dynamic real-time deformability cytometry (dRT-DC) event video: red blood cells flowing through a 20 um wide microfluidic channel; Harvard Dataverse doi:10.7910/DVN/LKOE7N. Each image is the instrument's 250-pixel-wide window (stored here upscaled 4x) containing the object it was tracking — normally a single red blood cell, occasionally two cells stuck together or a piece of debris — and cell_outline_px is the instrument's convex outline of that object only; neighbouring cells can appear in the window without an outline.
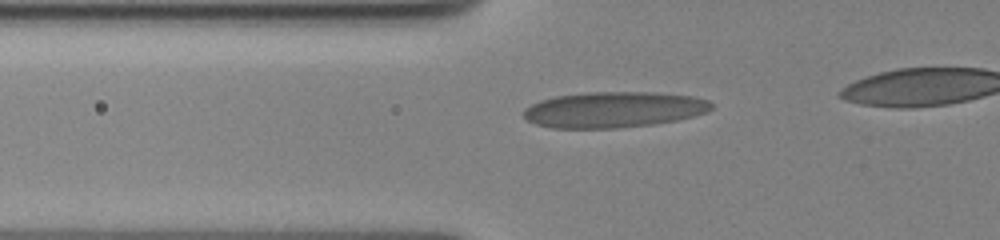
{"species": "human", "species_latin": "Homo sapiens", "temperature_condition": "cold", "stored_images_in_passage": 44, "camera_frame_rate_fps": 3000, "um_per_image_px": 0.085, "donor": {"sex": "female"}, "frame": {"image": 1, "passage_image": 13, "time_ms": 4.0, "image_size_px": [1000, 240], "cell_outline_px": [[712, 108], [704, 112], [692, 116], [676, 120], [652, 124], [616, 128], [552, 128], [536, 124], [528, 120], [524, 116], [524, 108], [540, 100], [556, 96], [588, 92], [652, 92], [692, 96], [708, 100], [712, 104]], "centroid_in_image_um": [52.14, 9.31], "position_along_channel_um": 73.7, "area_um2": 38.96}}
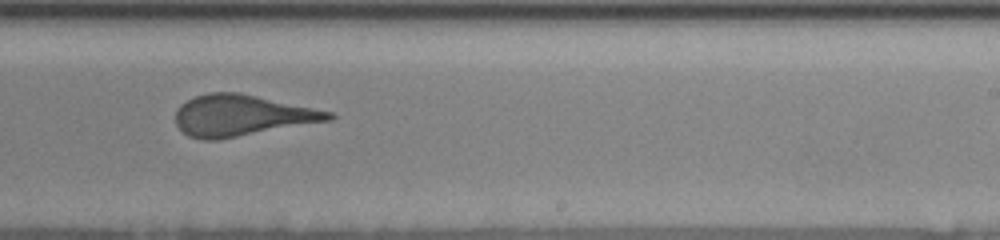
{"frame": {"image": 2, "passage_image": 30, "time_ms": 9.667, "image_size_px": [1000, 240], "cell_outline_px": [[336, 116], [332, 120], [216, 140], [204, 140], [188, 136], [176, 124], [176, 112], [180, 104], [196, 96], [208, 92], [240, 92], [332, 112]], "centroid_in_image_um": [20.54, 9.81], "position_along_channel_um": 268.5, "area_um2": 36.53}}
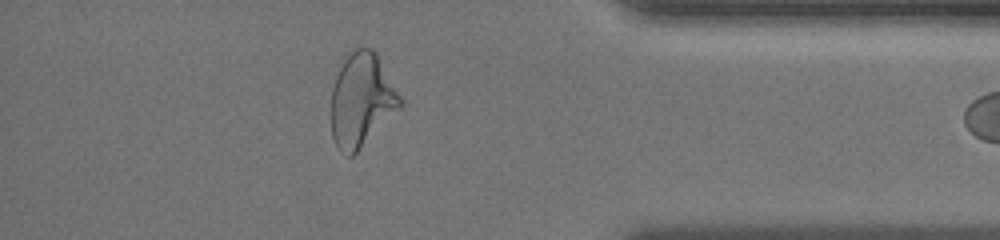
{"frame": {"image": 3, "passage_image": 43, "time_ms": 14.0, "image_size_px": [1000, 240], "cell_outline_px": [[404, 104], [352, 156], [348, 156], [340, 152], [336, 148], [332, 136], [332, 88], [340, 60], [356, 44], [372, 48], [376, 52], [404, 100]], "centroid_in_image_um": [30.73, 8.42], "position_along_channel_um": 404.5, "area_um2": 38.26}}